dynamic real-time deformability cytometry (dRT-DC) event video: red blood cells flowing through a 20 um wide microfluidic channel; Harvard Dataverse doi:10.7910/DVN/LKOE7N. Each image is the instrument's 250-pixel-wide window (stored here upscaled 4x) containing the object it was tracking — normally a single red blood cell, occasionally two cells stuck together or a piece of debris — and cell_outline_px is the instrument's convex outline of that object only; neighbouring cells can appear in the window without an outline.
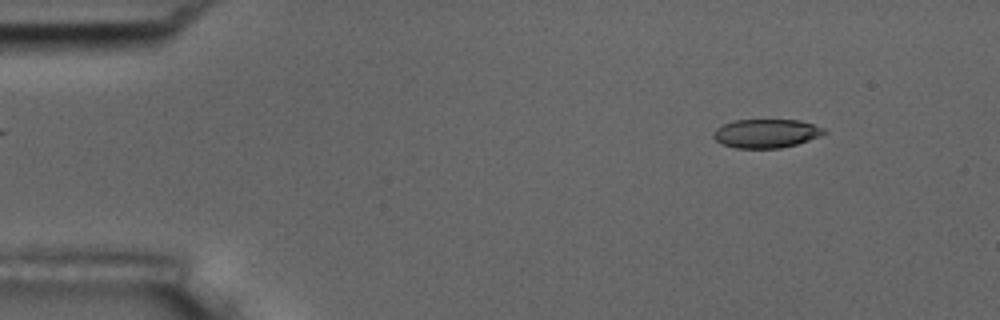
{"species": "common noctule bat (a hibernating species)", "species_latin": "Nyctalus noctula", "temperature_condition": "room temperature", "stored_images_in_passage": 4, "camera_frame_rate_fps": 3000, "um_per_image_px": 0.085, "animal": {"sex": "male", "body_mass_g": 17.5, "forearm_length_mm": 52.3}, "frame": {"image": 1, "passage_image": 2, "time_ms": 1.0, "image_size_px": [1000, 320], "cell_outline_px": [[828, 132], [824, 136], [796, 144], [780, 148], [736, 148], [724, 144], [716, 140], [712, 136], [716, 128], [724, 124], [736, 120], [800, 120], [824, 128]], "centroid_in_image_um": [65.18, 11.34], "position_along_channel_um": 19.8, "area_um2": 18.55}}
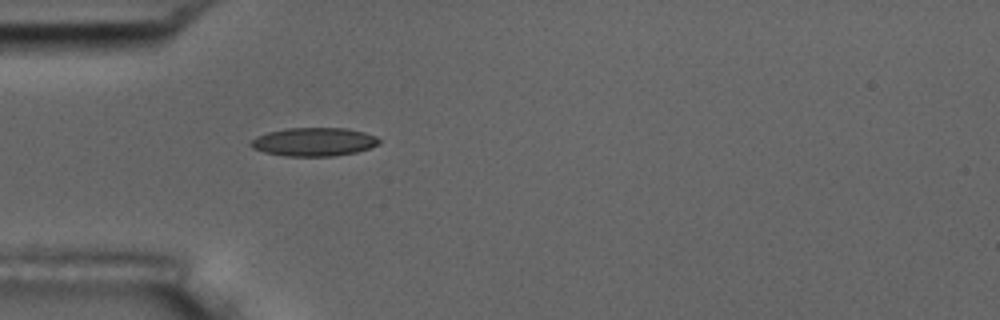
{"frame": {"image": 2, "passage_image": 4, "time_ms": 4.333, "image_size_px": [1000, 320], "cell_outline_px": [[380, 144], [356, 152], [332, 156], [284, 156], [264, 152], [252, 148], [248, 144], [256, 136], [268, 132], [288, 128], [348, 128], [364, 132], [376, 136], [380, 140]], "centroid_in_image_um": [26.67, 12.05], "position_along_channel_um": 58.3, "area_um2": 21.33}}